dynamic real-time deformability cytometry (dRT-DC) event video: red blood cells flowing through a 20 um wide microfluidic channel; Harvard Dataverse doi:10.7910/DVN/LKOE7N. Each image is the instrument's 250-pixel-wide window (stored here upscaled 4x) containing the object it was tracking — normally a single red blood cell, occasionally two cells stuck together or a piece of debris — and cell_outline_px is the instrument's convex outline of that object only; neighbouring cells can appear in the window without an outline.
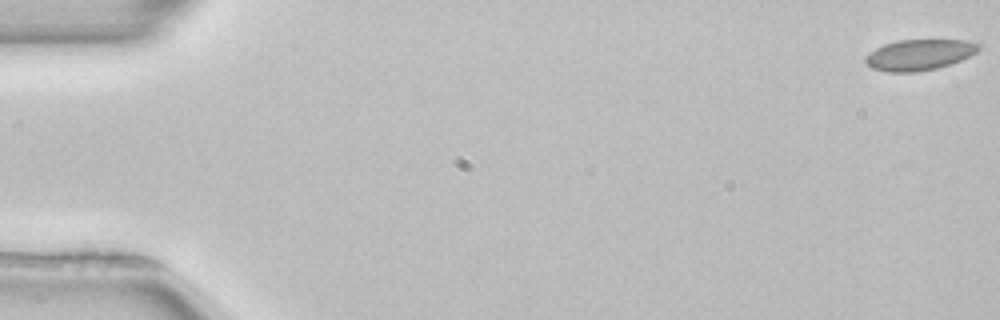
{"species": "common noctule bat (a hibernating species)", "species_latin": "Nyctalus noctula", "temperature_condition": "room temperature", "stored_images_in_passage": 53, "camera_frame_rate_fps": 3000, "um_per_image_px": 0.085, "animal": {"sex": "female", "body_mass_g": 22.7, "forearm_length_mm": 54.2}, "frame": {"image": 1, "passage_image": 1, "time_ms": 0.0, "image_size_px": [1000, 320], "cell_outline_px": [[980, 48], [976, 52], [960, 60], [936, 68], [916, 72], [888, 72], [872, 68], [864, 60], [864, 56], [876, 48], [884, 44], [896, 40], [968, 40], [980, 44]], "centroid_in_image_um": [78.11, 4.65], "position_along_channel_um": 6.9, "area_um2": 20.23}}
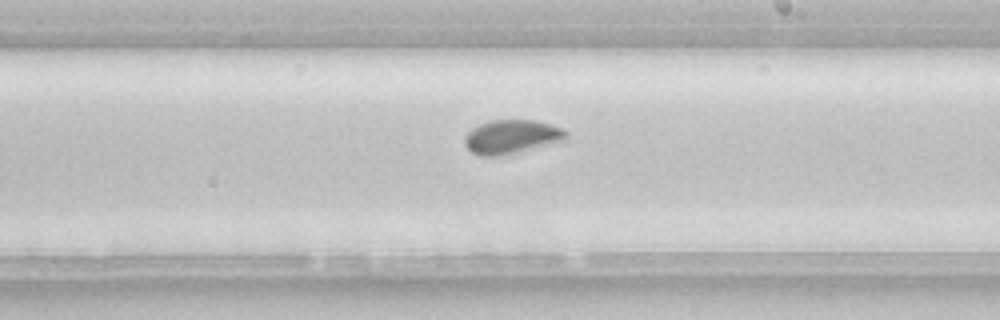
{"frame": {"image": 2, "passage_image": 31, "time_ms": 10.0, "image_size_px": [1000, 320], "cell_outline_px": [[568, 140], [496, 156], [480, 156], [472, 152], [464, 144], [464, 136], [472, 128], [480, 124], [492, 120], [536, 120], [552, 124], [568, 132]], "centroid_in_image_um": [43.5, 11.61], "position_along_channel_um": 245.5, "area_um2": 19.94}}
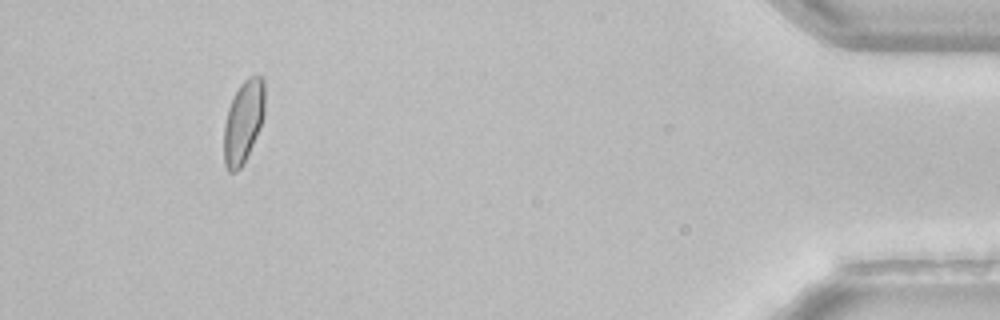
{"frame": {"image": 3, "passage_image": 49, "time_ms": 16.0, "image_size_px": [1000, 320], "cell_outline_px": [[264, 116], [260, 128], [240, 168], [236, 172], [228, 172], [224, 164], [224, 124], [228, 108], [240, 84], [248, 76], [264, 76]], "centroid_in_image_um": [20.68, 10.32], "position_along_channel_um": 414.5, "area_um2": 19.54}, "authors_computed_cell_mechanics": {"area_um2": 20.23, "velocity_mm_per_s": 3.9467, "shape_relaxation_time_tau1_ms": 8.8069, "shape_relaxation_time_tau2_ms": null, "deformation_change_tau1": 0.1004, "deformation_change_tau2": null}}